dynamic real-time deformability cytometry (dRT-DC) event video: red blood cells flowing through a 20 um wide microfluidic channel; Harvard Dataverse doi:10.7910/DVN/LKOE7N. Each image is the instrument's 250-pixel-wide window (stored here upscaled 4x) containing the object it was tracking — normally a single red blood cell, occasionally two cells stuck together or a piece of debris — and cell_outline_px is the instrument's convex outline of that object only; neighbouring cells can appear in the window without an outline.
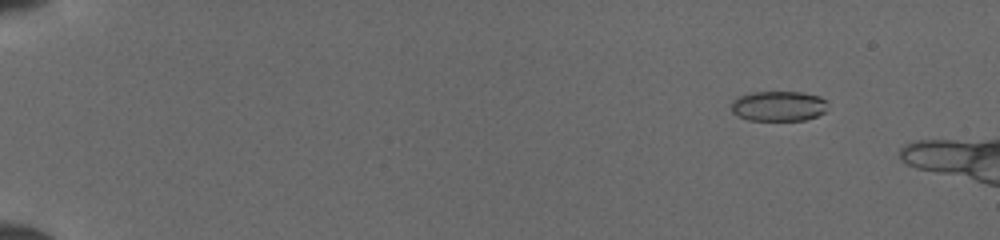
{"species": "common noctule bat (a hibernating species)", "species_latin": "Nyctalus noctula", "temperature_condition": "cold", "stored_images_in_passage": 10, "camera_frame_rate_fps": 3000, "um_per_image_px": 0.085, "animal": {"sex": "female", "body_mass_g": 19.5, "forearm_length_mm": 54.1}, "frame": {"image": 1, "passage_image": 5, "time_ms": 1.333, "image_size_px": [1000, 240], "cell_outline_px": [[828, 100], [824, 112], [816, 116], [804, 120], [748, 120], [736, 116], [732, 112], [732, 100], [740, 96], [752, 92], [800, 92], [820, 96]], "centroid_in_image_um": [66.17, 9.01], "position_along_channel_um": 18.8, "area_um2": 16.99}}